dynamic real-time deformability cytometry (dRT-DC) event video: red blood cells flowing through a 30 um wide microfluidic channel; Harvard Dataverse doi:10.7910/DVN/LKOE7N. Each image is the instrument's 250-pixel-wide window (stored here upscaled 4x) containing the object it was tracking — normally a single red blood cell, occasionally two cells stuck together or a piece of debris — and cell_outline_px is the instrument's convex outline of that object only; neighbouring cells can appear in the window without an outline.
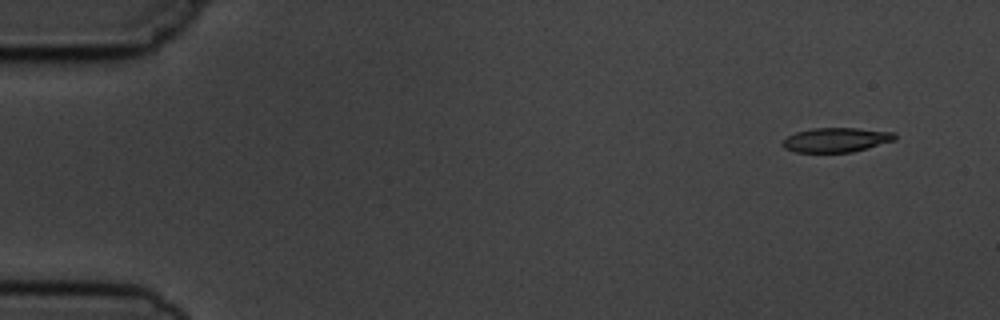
{"species": "common noctule bat (a hibernating species)", "species_latin": "Nyctalus noctula", "temperature_condition": "cold", "stored_images_in_passage": 9, "camera_frame_rate_fps": 3000, "um_per_image_px": 0.085, "animal": {"sex": "male", "body_mass_g": 19.5, "forearm_length_mm": 54.6}, "frame": {"image": 1, "passage_image": 1, "time_ms": 0.0, "image_size_px": [1000, 320], "cell_outline_px": [[896, 140], [868, 148], [852, 152], [796, 152], [784, 148], [784, 140], [788, 136], [796, 132], [812, 128], [856, 128], [896, 132]], "centroid_in_image_um": [71.13, 11.88], "position_along_channel_um": 13.9, "area_um2": 15.95}}
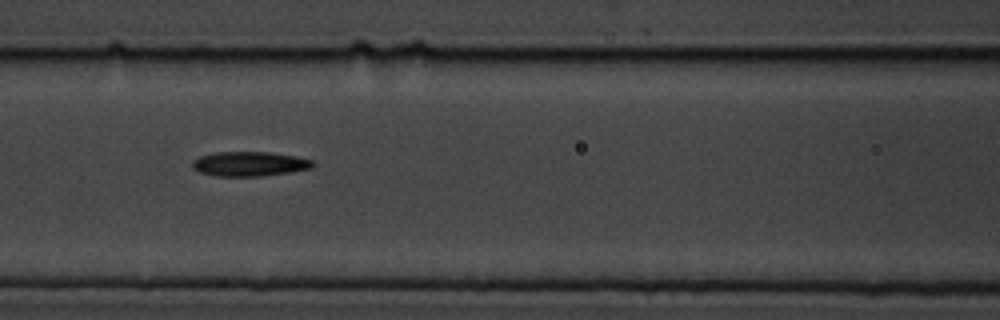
{"frame": {"image": 2, "passage_image": 7, "time_ms": 6.667, "image_size_px": [1000, 320], "cell_outline_px": [[316, 164], [312, 168], [292, 172], [260, 176], [216, 176], [200, 172], [192, 168], [192, 160], [200, 156], [216, 152], [268, 152], [296, 156], [312, 160]], "centroid_in_image_um": [21.22, 13.93], "position_along_channel_um": 145.4, "area_um2": 17.34}}
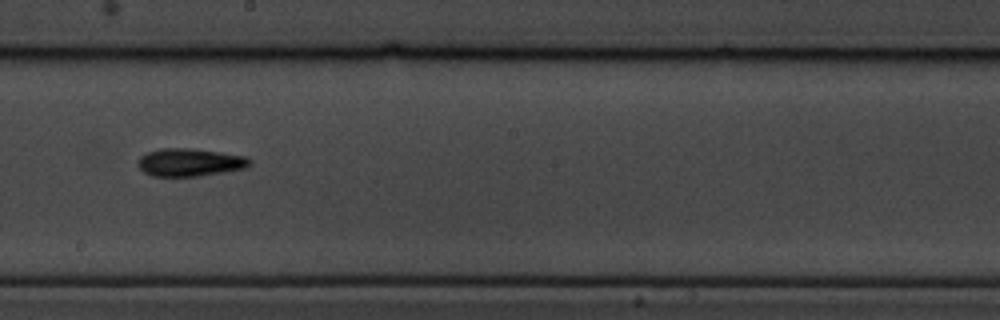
{"frame": {"image": 3, "passage_image": 9, "time_ms": 9.0, "image_size_px": [1000, 320], "cell_outline_px": [[252, 164], [244, 168], [224, 172], [200, 176], [152, 176], [144, 172], [136, 164], [136, 160], [140, 156], [148, 152], [160, 148], [188, 148], [220, 152], [244, 156], [252, 160]], "centroid_in_image_um": [16.11, 13.8], "position_along_channel_um": 232.1, "area_um2": 18.21}}